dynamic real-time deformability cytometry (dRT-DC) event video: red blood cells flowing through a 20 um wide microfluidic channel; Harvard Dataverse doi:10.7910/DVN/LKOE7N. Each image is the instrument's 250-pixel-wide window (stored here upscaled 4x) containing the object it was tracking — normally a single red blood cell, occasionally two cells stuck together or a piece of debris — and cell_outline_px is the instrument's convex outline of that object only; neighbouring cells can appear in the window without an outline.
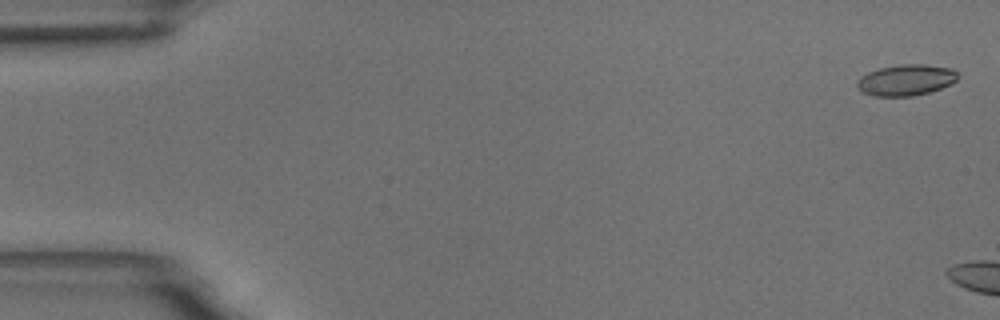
{"species": "common noctule bat (a hibernating species)", "species_latin": "Nyctalus noctula", "temperature_condition": "room temperature", "stored_images_in_passage": 6, "camera_frame_rate_fps": 3000, "um_per_image_px": 0.085, "animal": {"sex": "male", "body_mass_g": 18.8}, "frame": {"image": 1, "passage_image": 2, "time_ms": 0.333, "image_size_px": [1000, 320], "cell_outline_px": [[960, 76], [952, 84], [928, 92], [912, 96], [872, 96], [856, 88], [856, 80], [868, 72], [880, 68], [900, 64], [924, 64], [952, 68]], "centroid_in_image_um": [77.01, 6.8], "position_along_channel_um": 8.0, "area_um2": 18.32}}